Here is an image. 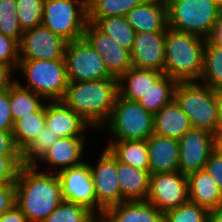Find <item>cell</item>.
<instances>
[{"label":"cell","instance_id":"d590c367","mask_svg":"<svg viewBox=\"0 0 222 222\" xmlns=\"http://www.w3.org/2000/svg\"><path fill=\"white\" fill-rule=\"evenodd\" d=\"M89 209L63 200L44 222H86Z\"/></svg>","mask_w":222,"mask_h":222},{"label":"cell","instance_id":"836d02e7","mask_svg":"<svg viewBox=\"0 0 222 222\" xmlns=\"http://www.w3.org/2000/svg\"><path fill=\"white\" fill-rule=\"evenodd\" d=\"M163 222H210V214L203 206L188 201L166 211Z\"/></svg>","mask_w":222,"mask_h":222},{"label":"cell","instance_id":"6da1fadb","mask_svg":"<svg viewBox=\"0 0 222 222\" xmlns=\"http://www.w3.org/2000/svg\"><path fill=\"white\" fill-rule=\"evenodd\" d=\"M51 173L39 172L34 165H22L19 169L16 206L28 222H44L64 200L57 173Z\"/></svg>","mask_w":222,"mask_h":222},{"label":"cell","instance_id":"60d3db41","mask_svg":"<svg viewBox=\"0 0 222 222\" xmlns=\"http://www.w3.org/2000/svg\"><path fill=\"white\" fill-rule=\"evenodd\" d=\"M204 169L222 192V153L214 149Z\"/></svg>","mask_w":222,"mask_h":222},{"label":"cell","instance_id":"484cf974","mask_svg":"<svg viewBox=\"0 0 222 222\" xmlns=\"http://www.w3.org/2000/svg\"><path fill=\"white\" fill-rule=\"evenodd\" d=\"M109 208L115 222H163L164 213L147 200L124 201Z\"/></svg>","mask_w":222,"mask_h":222},{"label":"cell","instance_id":"2e32d148","mask_svg":"<svg viewBox=\"0 0 222 222\" xmlns=\"http://www.w3.org/2000/svg\"><path fill=\"white\" fill-rule=\"evenodd\" d=\"M165 38L166 31L136 33L130 52L132 67L164 73Z\"/></svg>","mask_w":222,"mask_h":222},{"label":"cell","instance_id":"83f0119b","mask_svg":"<svg viewBox=\"0 0 222 222\" xmlns=\"http://www.w3.org/2000/svg\"><path fill=\"white\" fill-rule=\"evenodd\" d=\"M42 96L34 93L16 79L10 85V110L13 122L21 119L30 113L37 112L44 104L41 102Z\"/></svg>","mask_w":222,"mask_h":222},{"label":"cell","instance_id":"1f68e13d","mask_svg":"<svg viewBox=\"0 0 222 222\" xmlns=\"http://www.w3.org/2000/svg\"><path fill=\"white\" fill-rule=\"evenodd\" d=\"M201 80L204 85L222 91V47L205 43L203 71Z\"/></svg>","mask_w":222,"mask_h":222},{"label":"cell","instance_id":"cb8c5ba5","mask_svg":"<svg viewBox=\"0 0 222 222\" xmlns=\"http://www.w3.org/2000/svg\"><path fill=\"white\" fill-rule=\"evenodd\" d=\"M189 201L210 211L222 202V192L205 169L187 176Z\"/></svg>","mask_w":222,"mask_h":222},{"label":"cell","instance_id":"f5cc1de1","mask_svg":"<svg viewBox=\"0 0 222 222\" xmlns=\"http://www.w3.org/2000/svg\"><path fill=\"white\" fill-rule=\"evenodd\" d=\"M216 5L222 10V0H214Z\"/></svg>","mask_w":222,"mask_h":222},{"label":"cell","instance_id":"44dd1931","mask_svg":"<svg viewBox=\"0 0 222 222\" xmlns=\"http://www.w3.org/2000/svg\"><path fill=\"white\" fill-rule=\"evenodd\" d=\"M150 175V171L137 169L117 160V177L123 202L146 200Z\"/></svg>","mask_w":222,"mask_h":222},{"label":"cell","instance_id":"d4e9b609","mask_svg":"<svg viewBox=\"0 0 222 222\" xmlns=\"http://www.w3.org/2000/svg\"><path fill=\"white\" fill-rule=\"evenodd\" d=\"M106 147L118 161L149 171L147 140L109 141Z\"/></svg>","mask_w":222,"mask_h":222},{"label":"cell","instance_id":"8fae6325","mask_svg":"<svg viewBox=\"0 0 222 222\" xmlns=\"http://www.w3.org/2000/svg\"><path fill=\"white\" fill-rule=\"evenodd\" d=\"M179 171L184 175L203 170L215 149V135L191 128L179 140Z\"/></svg>","mask_w":222,"mask_h":222},{"label":"cell","instance_id":"f6af8a7d","mask_svg":"<svg viewBox=\"0 0 222 222\" xmlns=\"http://www.w3.org/2000/svg\"><path fill=\"white\" fill-rule=\"evenodd\" d=\"M0 222H28L27 217L14 205L0 216Z\"/></svg>","mask_w":222,"mask_h":222},{"label":"cell","instance_id":"9c48e42d","mask_svg":"<svg viewBox=\"0 0 222 222\" xmlns=\"http://www.w3.org/2000/svg\"><path fill=\"white\" fill-rule=\"evenodd\" d=\"M64 60L68 82L115 78L108 72L102 56L84 38L67 42Z\"/></svg>","mask_w":222,"mask_h":222},{"label":"cell","instance_id":"8992f818","mask_svg":"<svg viewBox=\"0 0 222 222\" xmlns=\"http://www.w3.org/2000/svg\"><path fill=\"white\" fill-rule=\"evenodd\" d=\"M109 128L110 141L147 140L154 133V114L139 102L117 95L111 116L104 125Z\"/></svg>","mask_w":222,"mask_h":222},{"label":"cell","instance_id":"ba28073f","mask_svg":"<svg viewBox=\"0 0 222 222\" xmlns=\"http://www.w3.org/2000/svg\"><path fill=\"white\" fill-rule=\"evenodd\" d=\"M87 23L86 0H44L42 25L65 41L83 38Z\"/></svg>","mask_w":222,"mask_h":222},{"label":"cell","instance_id":"7a4b0ae2","mask_svg":"<svg viewBox=\"0 0 222 222\" xmlns=\"http://www.w3.org/2000/svg\"><path fill=\"white\" fill-rule=\"evenodd\" d=\"M118 94L117 78L68 82L62 101L99 129L109 120Z\"/></svg>","mask_w":222,"mask_h":222},{"label":"cell","instance_id":"7bdbcfd3","mask_svg":"<svg viewBox=\"0 0 222 222\" xmlns=\"http://www.w3.org/2000/svg\"><path fill=\"white\" fill-rule=\"evenodd\" d=\"M0 154H21L15 144L13 133L0 130Z\"/></svg>","mask_w":222,"mask_h":222},{"label":"cell","instance_id":"7dc6e473","mask_svg":"<svg viewBox=\"0 0 222 222\" xmlns=\"http://www.w3.org/2000/svg\"><path fill=\"white\" fill-rule=\"evenodd\" d=\"M12 72L13 70L8 65L0 63V91L8 89L15 81V79L11 78Z\"/></svg>","mask_w":222,"mask_h":222},{"label":"cell","instance_id":"f907efd6","mask_svg":"<svg viewBox=\"0 0 222 222\" xmlns=\"http://www.w3.org/2000/svg\"><path fill=\"white\" fill-rule=\"evenodd\" d=\"M215 149L222 153V129H218L215 134Z\"/></svg>","mask_w":222,"mask_h":222},{"label":"cell","instance_id":"d6a6232c","mask_svg":"<svg viewBox=\"0 0 222 222\" xmlns=\"http://www.w3.org/2000/svg\"><path fill=\"white\" fill-rule=\"evenodd\" d=\"M59 138L45 124L37 137L21 152L23 165H34L36 168H39L38 160Z\"/></svg>","mask_w":222,"mask_h":222},{"label":"cell","instance_id":"9a60e30c","mask_svg":"<svg viewBox=\"0 0 222 222\" xmlns=\"http://www.w3.org/2000/svg\"><path fill=\"white\" fill-rule=\"evenodd\" d=\"M83 38L102 56L108 72L119 79L132 67L130 52L120 47L110 36L88 22Z\"/></svg>","mask_w":222,"mask_h":222},{"label":"cell","instance_id":"f1b7e54d","mask_svg":"<svg viewBox=\"0 0 222 222\" xmlns=\"http://www.w3.org/2000/svg\"><path fill=\"white\" fill-rule=\"evenodd\" d=\"M45 126V104L37 111L22 117L14 123L13 138L22 152Z\"/></svg>","mask_w":222,"mask_h":222},{"label":"cell","instance_id":"74e56055","mask_svg":"<svg viewBox=\"0 0 222 222\" xmlns=\"http://www.w3.org/2000/svg\"><path fill=\"white\" fill-rule=\"evenodd\" d=\"M19 60V43L0 33V63L8 65L14 71Z\"/></svg>","mask_w":222,"mask_h":222},{"label":"cell","instance_id":"f546056e","mask_svg":"<svg viewBox=\"0 0 222 222\" xmlns=\"http://www.w3.org/2000/svg\"><path fill=\"white\" fill-rule=\"evenodd\" d=\"M176 85L175 80L164 74L138 102L148 112L155 114L174 99Z\"/></svg>","mask_w":222,"mask_h":222},{"label":"cell","instance_id":"52a82bcc","mask_svg":"<svg viewBox=\"0 0 222 222\" xmlns=\"http://www.w3.org/2000/svg\"><path fill=\"white\" fill-rule=\"evenodd\" d=\"M19 71L25 75L27 86L34 93L48 101L62 100L67 86L68 78L64 59L34 60L20 59Z\"/></svg>","mask_w":222,"mask_h":222},{"label":"cell","instance_id":"7402d4cb","mask_svg":"<svg viewBox=\"0 0 222 222\" xmlns=\"http://www.w3.org/2000/svg\"><path fill=\"white\" fill-rule=\"evenodd\" d=\"M188 116L173 99L154 114V134L179 140L191 129Z\"/></svg>","mask_w":222,"mask_h":222},{"label":"cell","instance_id":"3957f363","mask_svg":"<svg viewBox=\"0 0 222 222\" xmlns=\"http://www.w3.org/2000/svg\"><path fill=\"white\" fill-rule=\"evenodd\" d=\"M206 39L170 27L165 38L164 74L176 82H197L202 77Z\"/></svg>","mask_w":222,"mask_h":222},{"label":"cell","instance_id":"b9f144b4","mask_svg":"<svg viewBox=\"0 0 222 222\" xmlns=\"http://www.w3.org/2000/svg\"><path fill=\"white\" fill-rule=\"evenodd\" d=\"M16 205L15 183L0 184V216Z\"/></svg>","mask_w":222,"mask_h":222},{"label":"cell","instance_id":"603a6c76","mask_svg":"<svg viewBox=\"0 0 222 222\" xmlns=\"http://www.w3.org/2000/svg\"><path fill=\"white\" fill-rule=\"evenodd\" d=\"M163 75L160 71L131 67L118 79L119 95L138 102Z\"/></svg>","mask_w":222,"mask_h":222},{"label":"cell","instance_id":"681fc988","mask_svg":"<svg viewBox=\"0 0 222 222\" xmlns=\"http://www.w3.org/2000/svg\"><path fill=\"white\" fill-rule=\"evenodd\" d=\"M210 222H222V202L209 211Z\"/></svg>","mask_w":222,"mask_h":222},{"label":"cell","instance_id":"4fadbf2b","mask_svg":"<svg viewBox=\"0 0 222 222\" xmlns=\"http://www.w3.org/2000/svg\"><path fill=\"white\" fill-rule=\"evenodd\" d=\"M67 41L40 25L25 30L19 43L20 59H64Z\"/></svg>","mask_w":222,"mask_h":222},{"label":"cell","instance_id":"d6986e66","mask_svg":"<svg viewBox=\"0 0 222 222\" xmlns=\"http://www.w3.org/2000/svg\"><path fill=\"white\" fill-rule=\"evenodd\" d=\"M150 174L179 171V142L152 134L147 139Z\"/></svg>","mask_w":222,"mask_h":222},{"label":"cell","instance_id":"ac0fdd59","mask_svg":"<svg viewBox=\"0 0 222 222\" xmlns=\"http://www.w3.org/2000/svg\"><path fill=\"white\" fill-rule=\"evenodd\" d=\"M125 17L136 33L168 29L166 0H149L132 8Z\"/></svg>","mask_w":222,"mask_h":222},{"label":"cell","instance_id":"816d5d0a","mask_svg":"<svg viewBox=\"0 0 222 222\" xmlns=\"http://www.w3.org/2000/svg\"><path fill=\"white\" fill-rule=\"evenodd\" d=\"M219 114H220L219 129H222V91H219Z\"/></svg>","mask_w":222,"mask_h":222},{"label":"cell","instance_id":"5bb4252c","mask_svg":"<svg viewBox=\"0 0 222 222\" xmlns=\"http://www.w3.org/2000/svg\"><path fill=\"white\" fill-rule=\"evenodd\" d=\"M57 176L65 201L83 205L89 210L96 208V194L89 163L83 161L80 165L58 172Z\"/></svg>","mask_w":222,"mask_h":222},{"label":"cell","instance_id":"ee69618b","mask_svg":"<svg viewBox=\"0 0 222 222\" xmlns=\"http://www.w3.org/2000/svg\"><path fill=\"white\" fill-rule=\"evenodd\" d=\"M95 210L96 209L89 210L87 214L86 222H115L114 213L112 212L110 208L100 207L97 209L98 210L97 213H98V216H100V220H99V217L96 218Z\"/></svg>","mask_w":222,"mask_h":222},{"label":"cell","instance_id":"7c38bea8","mask_svg":"<svg viewBox=\"0 0 222 222\" xmlns=\"http://www.w3.org/2000/svg\"><path fill=\"white\" fill-rule=\"evenodd\" d=\"M94 190L96 209L109 208L123 202L117 177V158L105 147L96 167L89 163Z\"/></svg>","mask_w":222,"mask_h":222},{"label":"cell","instance_id":"4316f807","mask_svg":"<svg viewBox=\"0 0 222 222\" xmlns=\"http://www.w3.org/2000/svg\"><path fill=\"white\" fill-rule=\"evenodd\" d=\"M101 32L110 36L120 47L131 52L136 32L126 17L115 16L100 19H88Z\"/></svg>","mask_w":222,"mask_h":222},{"label":"cell","instance_id":"f35d334b","mask_svg":"<svg viewBox=\"0 0 222 222\" xmlns=\"http://www.w3.org/2000/svg\"><path fill=\"white\" fill-rule=\"evenodd\" d=\"M14 122L10 110V86L0 91V130L13 132Z\"/></svg>","mask_w":222,"mask_h":222},{"label":"cell","instance_id":"e575fe53","mask_svg":"<svg viewBox=\"0 0 222 222\" xmlns=\"http://www.w3.org/2000/svg\"><path fill=\"white\" fill-rule=\"evenodd\" d=\"M44 0H16V10L23 31L42 25Z\"/></svg>","mask_w":222,"mask_h":222},{"label":"cell","instance_id":"ffe728a7","mask_svg":"<svg viewBox=\"0 0 222 222\" xmlns=\"http://www.w3.org/2000/svg\"><path fill=\"white\" fill-rule=\"evenodd\" d=\"M84 146L85 137L59 138L38 162H47L51 168L60 167L57 171H53V173H58L83 163L80 160L83 157Z\"/></svg>","mask_w":222,"mask_h":222},{"label":"cell","instance_id":"8d00e7d4","mask_svg":"<svg viewBox=\"0 0 222 222\" xmlns=\"http://www.w3.org/2000/svg\"><path fill=\"white\" fill-rule=\"evenodd\" d=\"M22 165L21 154H0V184L15 183Z\"/></svg>","mask_w":222,"mask_h":222},{"label":"cell","instance_id":"c3c4849f","mask_svg":"<svg viewBox=\"0 0 222 222\" xmlns=\"http://www.w3.org/2000/svg\"><path fill=\"white\" fill-rule=\"evenodd\" d=\"M14 14H17L16 0H2L1 8H0V15L7 16V15H14Z\"/></svg>","mask_w":222,"mask_h":222},{"label":"cell","instance_id":"277c9868","mask_svg":"<svg viewBox=\"0 0 222 222\" xmlns=\"http://www.w3.org/2000/svg\"><path fill=\"white\" fill-rule=\"evenodd\" d=\"M174 99L188 116L191 127L216 134L219 129V91L202 82H177Z\"/></svg>","mask_w":222,"mask_h":222},{"label":"cell","instance_id":"4dcf8cb0","mask_svg":"<svg viewBox=\"0 0 222 222\" xmlns=\"http://www.w3.org/2000/svg\"><path fill=\"white\" fill-rule=\"evenodd\" d=\"M149 0H86L88 19L122 16Z\"/></svg>","mask_w":222,"mask_h":222},{"label":"cell","instance_id":"5b68a950","mask_svg":"<svg viewBox=\"0 0 222 222\" xmlns=\"http://www.w3.org/2000/svg\"><path fill=\"white\" fill-rule=\"evenodd\" d=\"M168 27L207 38L222 10L214 0H166Z\"/></svg>","mask_w":222,"mask_h":222},{"label":"cell","instance_id":"ab89813d","mask_svg":"<svg viewBox=\"0 0 222 222\" xmlns=\"http://www.w3.org/2000/svg\"><path fill=\"white\" fill-rule=\"evenodd\" d=\"M23 30L20 26L17 14L1 16L0 15V33L16 40L20 43Z\"/></svg>","mask_w":222,"mask_h":222},{"label":"cell","instance_id":"bcb514c9","mask_svg":"<svg viewBox=\"0 0 222 222\" xmlns=\"http://www.w3.org/2000/svg\"><path fill=\"white\" fill-rule=\"evenodd\" d=\"M206 43H213L222 47V12L213 26L209 36L206 38Z\"/></svg>","mask_w":222,"mask_h":222},{"label":"cell","instance_id":"e0dca14e","mask_svg":"<svg viewBox=\"0 0 222 222\" xmlns=\"http://www.w3.org/2000/svg\"><path fill=\"white\" fill-rule=\"evenodd\" d=\"M45 124L60 138L85 137L86 128L90 125L62 100L46 101Z\"/></svg>","mask_w":222,"mask_h":222},{"label":"cell","instance_id":"30bf717a","mask_svg":"<svg viewBox=\"0 0 222 222\" xmlns=\"http://www.w3.org/2000/svg\"><path fill=\"white\" fill-rule=\"evenodd\" d=\"M146 200L163 213L188 202L187 175L180 171L151 174Z\"/></svg>","mask_w":222,"mask_h":222}]
</instances>
